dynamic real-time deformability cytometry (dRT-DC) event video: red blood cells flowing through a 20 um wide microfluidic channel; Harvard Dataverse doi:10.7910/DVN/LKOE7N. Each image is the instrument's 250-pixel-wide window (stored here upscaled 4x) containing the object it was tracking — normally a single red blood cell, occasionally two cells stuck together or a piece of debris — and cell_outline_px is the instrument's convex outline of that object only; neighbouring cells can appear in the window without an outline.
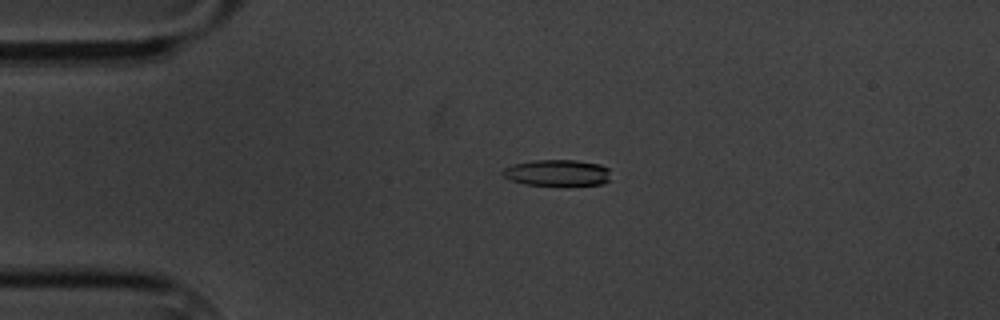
{"species": "common noctule bat (a hibernating species)", "species_latin": "Nyctalus noctula", "temperature_condition": "cold", "stored_images_in_passage": 42, "camera_frame_rate_fps": 3000, "um_per_image_px": 0.085, "animal": {"sex": "male", "body_mass_g": 20.1, "forearm_length_mm": 53.5}, "frame": {"image": 1, "passage_image": 5, "time_ms": 1.333, "image_size_px": [1000, 320], "cell_outline_px": [[608, 180], [600, 184], [564, 188], [560, 188], [524, 184], [512, 180], [504, 176], [500, 172], [504, 168], [512, 164], [532, 160], [576, 160], [600, 164], [608, 168]], "centroid_in_image_um": [47.34, 14.73], "position_along_channel_um": 37.7, "area_um2": 17.34}}
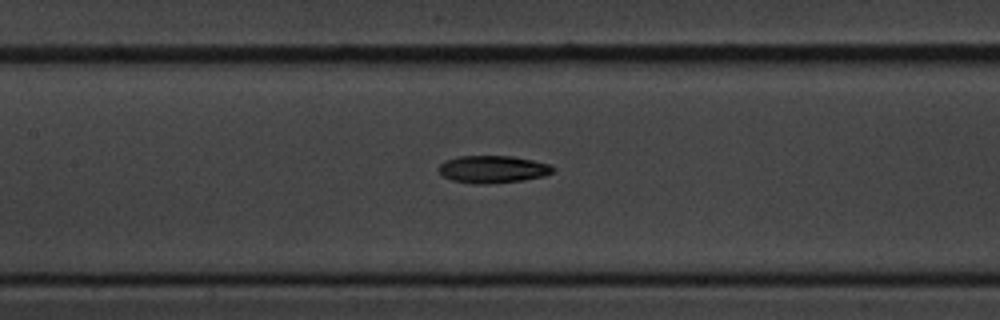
{"frame": {"image": 2, "passage_image": 19, "time_ms": 6.0, "image_size_px": [1000, 320], "cell_outline_px": [[556, 168], [552, 172], [544, 176], [524, 180], [488, 184], [476, 184], [452, 180], [444, 176], [436, 168], [444, 160], [460, 156], [512, 156], [532, 160], [548, 164]], "centroid_in_image_um": [41.87, 14.39], "position_along_channel_um": 165.5, "area_um2": 18.26}}
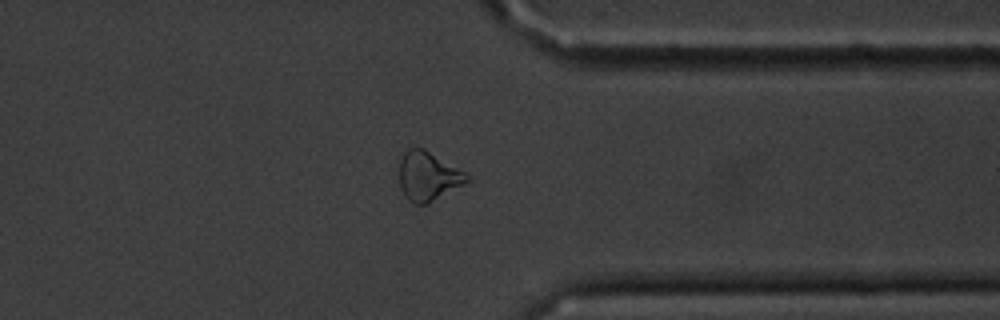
{"frame": {"image": 3, "passage_image": 38, "time_ms": 12.333, "image_size_px": [1000, 320], "cell_outline_px": [[472, 180], [428, 204], [416, 204], [408, 200], [400, 188], [400, 160], [404, 152], [408, 148], [424, 148], [464, 172]], "centroid_in_image_um": [36.39, 14.99], "position_along_channel_um": 375.0, "area_um2": 19.25}, "authors_computed_cell_mechanics": {"area_um2": 17.7735, "velocity_mm_per_s": 3.3786, "shape_relaxation_time_tau1_ms": 6.2583, "shape_relaxation_time_tau2_ms": 5.643, "deformation_change_tau1": 0.1522, "deformation_change_tau2": 0.1522}}